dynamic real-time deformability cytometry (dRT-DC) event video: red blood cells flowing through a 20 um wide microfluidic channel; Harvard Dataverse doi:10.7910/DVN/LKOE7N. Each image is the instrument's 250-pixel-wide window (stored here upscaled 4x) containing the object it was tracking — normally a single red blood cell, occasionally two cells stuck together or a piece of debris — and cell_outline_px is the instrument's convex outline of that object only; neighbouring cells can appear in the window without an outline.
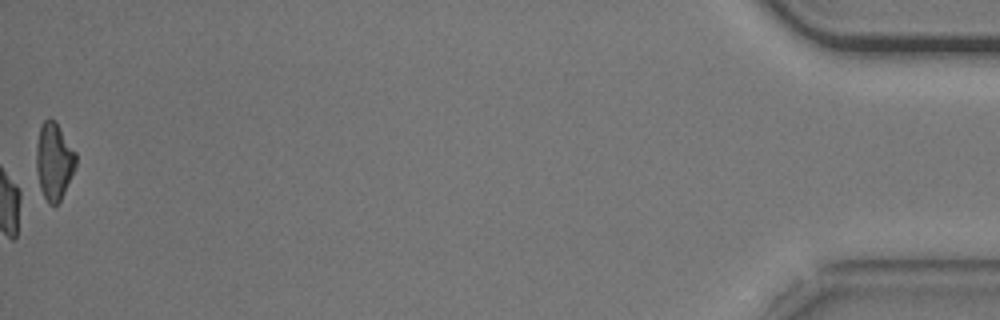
{"species": "common noctule bat (a hibernating species)", "species_latin": "Nyctalus noctula", "temperature_condition": "cold", "stored_images_in_passage": 55, "camera_frame_rate_fps": 3000, "um_per_image_px": 0.085, "animal": {"sex": "male", "body_mass_g": 20.5, "forearm_length_mm": 52.5}, "frame": {"image": 1, "passage_image": 55, "time_ms": 18.0, "image_size_px": [1000, 320], "cell_outline_px": [[76, 168], [60, 200], [56, 204], [48, 204], [40, 188], [36, 172], [36, 144], [40, 124], [48, 116], [56, 120], [76, 152]], "centroid_in_image_um": [4.58, 13.64], "position_along_channel_um": 430.6, "area_um2": 18.15}, "authors_computed_cell_mechanics": {"area_um2": 19.1318, "velocity_mm_per_s": 3.7049, "shape_relaxation_time_tau1_ms": 3.6141, "shape_relaxation_time_tau2_ms": 4.9338, "deformation_change_tau1": 0.1441, "deformation_change_tau2": 0.1047}}